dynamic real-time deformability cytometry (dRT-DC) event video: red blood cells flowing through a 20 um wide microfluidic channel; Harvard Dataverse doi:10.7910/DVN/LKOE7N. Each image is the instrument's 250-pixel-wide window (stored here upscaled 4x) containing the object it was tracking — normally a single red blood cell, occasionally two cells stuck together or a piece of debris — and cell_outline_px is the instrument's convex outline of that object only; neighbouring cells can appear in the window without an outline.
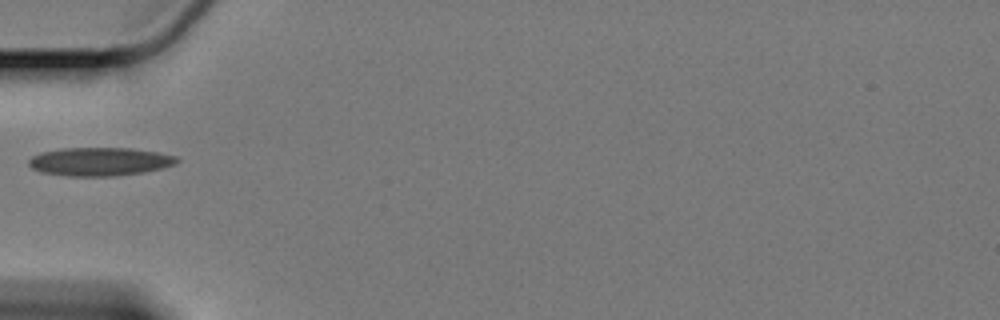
{"species": "Egyptian fruit bat (a non-hibernating species)", "species_latin": "Rousettus aegyptiacus", "temperature_condition": "cold", "stored_images_in_passage": 8, "camera_frame_rate_fps": 3000, "um_per_image_px": 0.085, "animal": {"sex": "female"}, "frame": {"image": 1, "passage_image": 1, "time_ms": 0.0, "image_size_px": [1000, 320], "cell_outline_px": [[180, 160], [176, 164], [164, 168], [144, 172], [116, 176], [68, 176], [40, 172], [32, 168], [28, 164], [28, 160], [32, 156], [40, 152], [60, 148], [132, 148], [156, 152], [176, 156]], "centroid_in_image_um": [8.47, 13.74], "position_along_channel_um": 76.5, "area_um2": 24.74}}
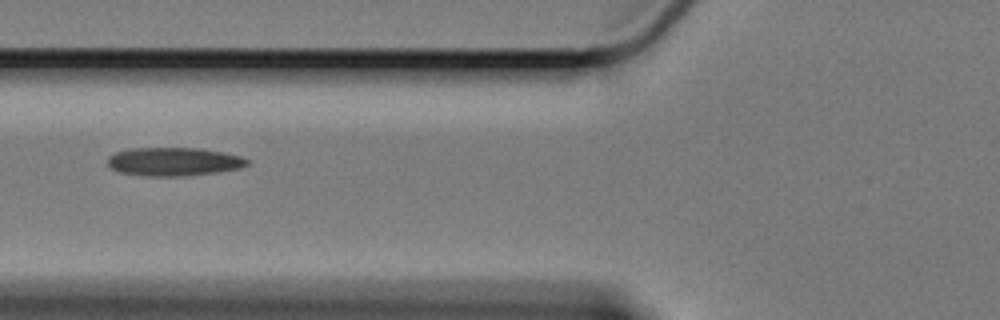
{"frame": {"image": 2, "passage_image": 4, "time_ms": 1.0, "image_size_px": [1000, 320], "cell_outline_px": [[248, 164], [240, 168], [220, 172], [180, 176], [144, 176], [120, 172], [112, 168], [108, 164], [108, 156], [116, 152], [132, 148], [200, 148], [224, 152], [240, 156], [248, 160]], "centroid_in_image_um": [14.78, 13.74], "position_along_channel_um": 111.0, "area_um2": 23.12}}
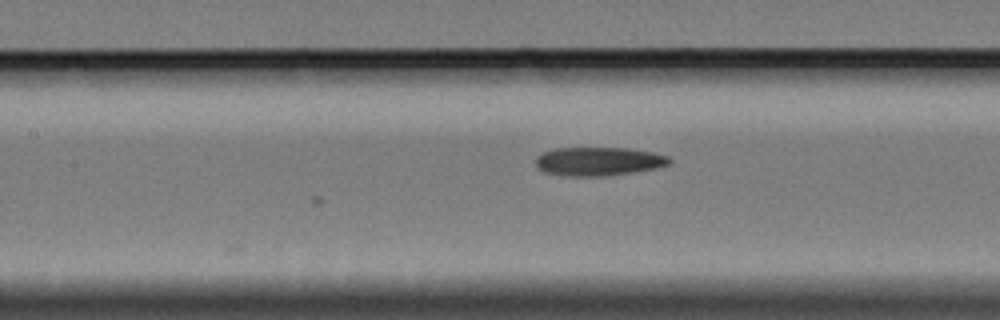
{"frame": {"image": 3, "passage_image": 8, "time_ms": 2.333, "image_size_px": [1000, 320], "cell_outline_px": [[672, 164], [660, 168], [604, 176], [568, 176], [544, 172], [536, 168], [536, 156], [552, 148], [628, 148], [652, 152], [668, 156], [672, 160]], "centroid_in_image_um": [50.9, 13.72], "position_along_channel_um": 156.5, "area_um2": 22.54}}